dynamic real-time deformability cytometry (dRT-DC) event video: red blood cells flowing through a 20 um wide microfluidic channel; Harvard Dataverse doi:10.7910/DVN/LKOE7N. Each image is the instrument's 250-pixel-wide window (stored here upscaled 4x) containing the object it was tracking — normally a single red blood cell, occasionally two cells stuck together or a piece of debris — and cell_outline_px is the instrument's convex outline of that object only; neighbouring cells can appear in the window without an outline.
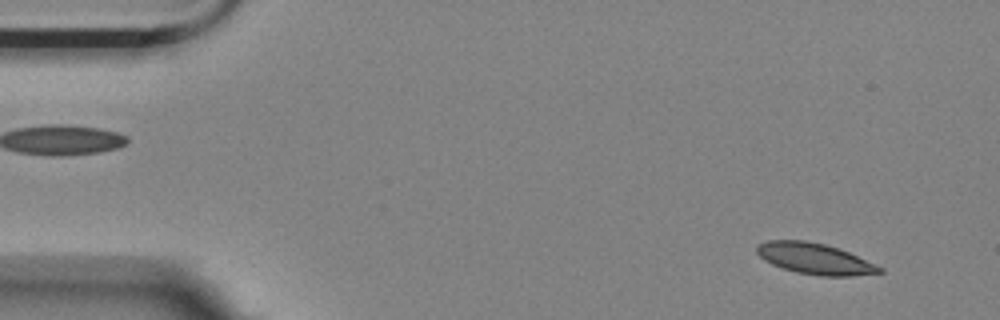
{"species": "Egyptian fruit bat (a non-hibernating species)", "species_latin": "Rousettus aegyptiacus", "temperature_condition": "room temperature", "stored_images_in_passage": 57, "segment_of_instrument_passage": [1, 2], "camera_frame_rate_fps": 3000, "um_per_image_px": 0.085, "animal": {"sex": "female"}, "frame": {"image": 1, "passage_image": 4, "time_ms": 1.0, "image_size_px": [1000, 320], "cell_outline_px": [[884, 272], [852, 276], [820, 276], [796, 272], [772, 264], [764, 260], [756, 252], [756, 244], [768, 240], [804, 240], [824, 244], [848, 252], [884, 268]], "centroid_in_image_um": [69.24, 21.99], "position_along_channel_um": 15.8, "area_um2": 22.08}}
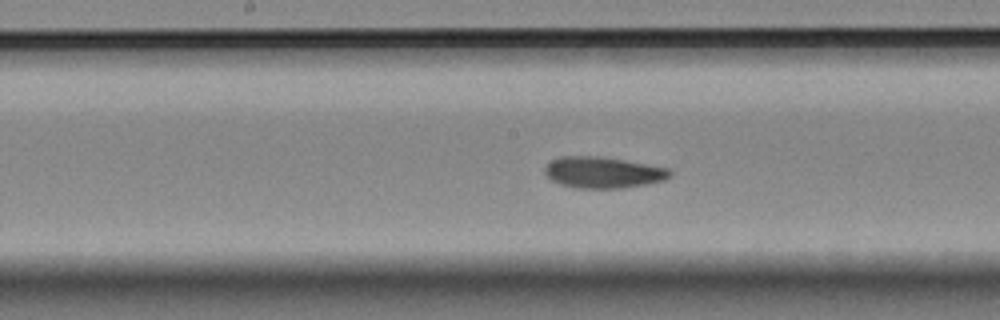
{"frame": {"image": 2, "passage_image": 28, "time_ms": 9.0, "image_size_px": [1000, 320], "cell_outline_px": [[672, 176], [664, 180], [648, 184], [624, 188], [572, 188], [560, 184], [544, 176], [544, 168], [552, 160], [560, 156], [596, 156], [624, 160], [668, 168], [672, 172]], "centroid_in_image_um": [51.24, 14.67], "position_along_channel_um": 197.0, "area_um2": 22.95}}
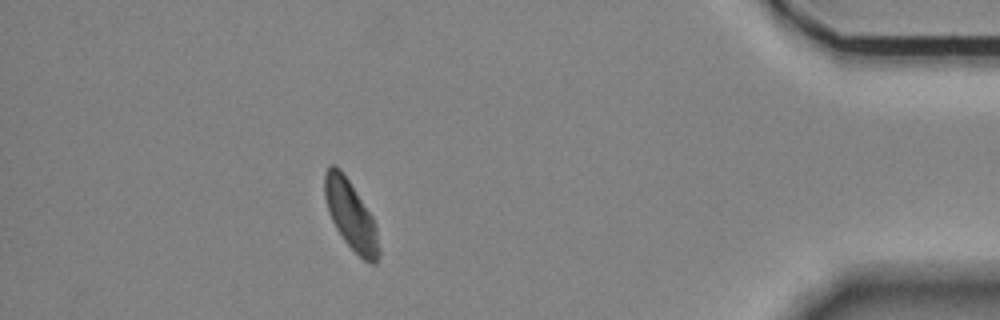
{"frame": {"image": 3, "passage_image": 50, "time_ms": 16.333, "image_size_px": [1000, 320], "cell_outline_px": [[380, 256], [376, 264], [372, 264], [364, 260], [344, 240], [336, 228], [328, 212], [324, 196], [324, 172], [328, 164], [336, 164], [340, 168], [372, 216], [376, 224], [380, 248]], "centroid_in_image_um": [29.81, 18.28], "position_along_channel_um": 405.4, "area_um2": 21.85}}